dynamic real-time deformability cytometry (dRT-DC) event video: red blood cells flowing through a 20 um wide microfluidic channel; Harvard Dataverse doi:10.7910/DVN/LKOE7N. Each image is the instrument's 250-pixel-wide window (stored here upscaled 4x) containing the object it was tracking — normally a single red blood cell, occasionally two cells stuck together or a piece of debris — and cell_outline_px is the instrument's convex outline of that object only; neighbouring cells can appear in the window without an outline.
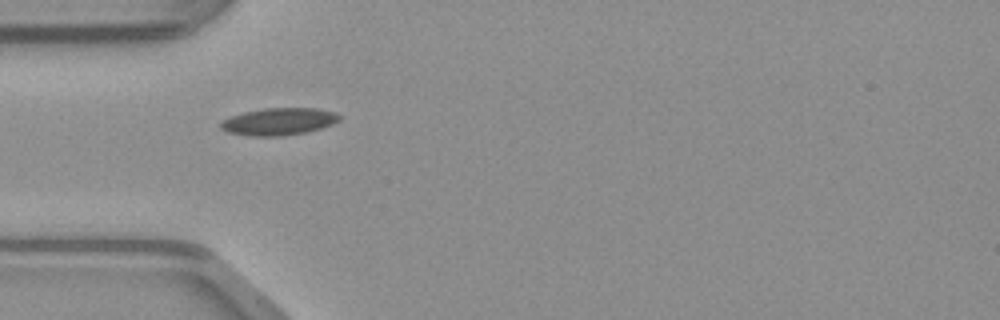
{"species": "common noctule bat (a hibernating species)", "species_latin": "Nyctalus noctula", "temperature_condition": "warm", "stored_images_in_passage": 35, "camera_frame_rate_fps": 3000, "um_per_image_px": 0.085, "animal": {"sex": "male", "body_mass_g": 23.1, "forearm_length_mm": 52.7}, "frame": {"image": 1, "passage_image": 1, "time_ms": 0.0, "image_size_px": [1000, 320], "cell_outline_px": [[340, 120], [332, 124], [320, 128], [304, 132], [280, 136], [252, 136], [228, 132], [220, 128], [220, 124], [224, 120], [232, 116], [244, 112], [264, 108], [316, 108], [336, 112], [340, 116]], "centroid_in_image_um": [23.71, 10.32], "position_along_channel_um": 61.3, "area_um2": 18.61}}
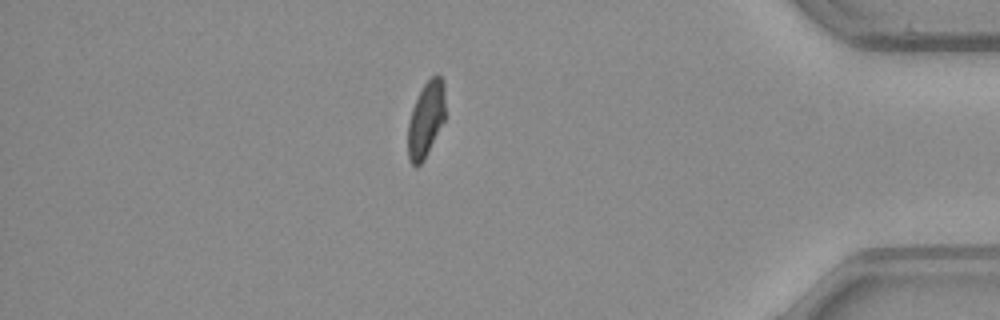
{"frame": {"image": 2, "passage_image": 28, "time_ms": 9.0, "image_size_px": [1000, 320], "cell_outline_px": [[444, 120], [424, 160], [416, 168], [408, 160], [408, 124], [412, 108], [424, 84], [436, 72], [440, 76], [444, 84]], "centroid_in_image_um": [36.19, 10.16], "position_along_channel_um": 399.0, "area_um2": 16.3}}
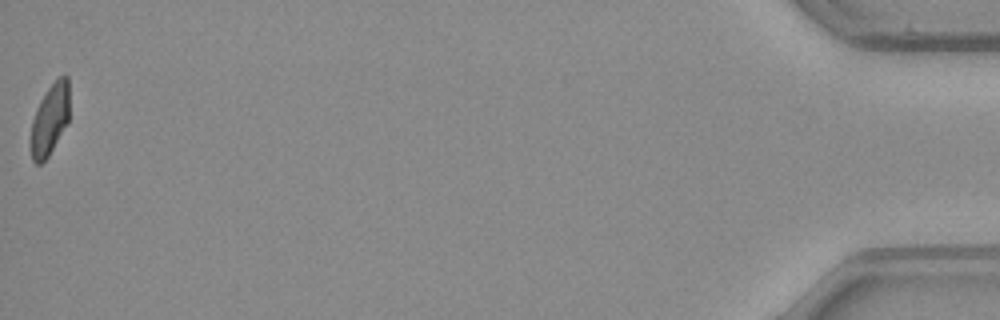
{"frame": {"image": 3, "passage_image": 35, "time_ms": 11.333, "image_size_px": [1000, 320], "cell_outline_px": [[68, 124], [48, 156], [40, 164], [36, 164], [32, 160], [28, 144], [28, 140], [32, 120], [36, 108], [40, 100], [48, 88], [60, 76], [68, 76]], "centroid_in_image_um": [4.18, 10.22], "position_along_channel_um": 431.0, "area_um2": 16.3}}